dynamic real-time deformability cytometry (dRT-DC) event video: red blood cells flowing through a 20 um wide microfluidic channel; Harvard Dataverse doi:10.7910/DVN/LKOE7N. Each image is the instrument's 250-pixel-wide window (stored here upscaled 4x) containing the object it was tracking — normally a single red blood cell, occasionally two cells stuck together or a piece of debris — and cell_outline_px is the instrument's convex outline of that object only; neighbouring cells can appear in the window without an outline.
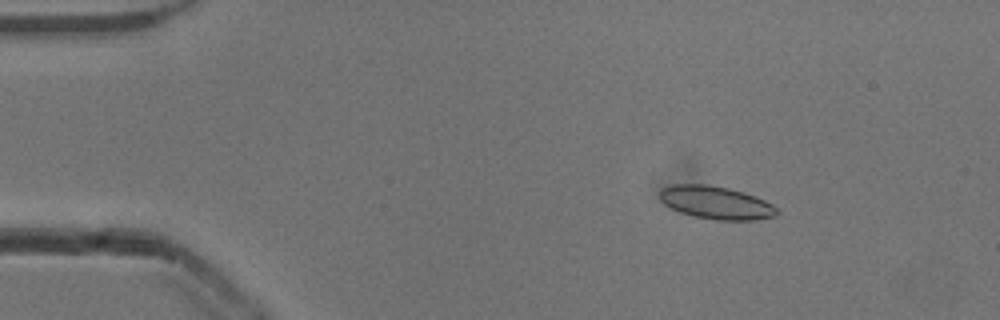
{"species": "common noctule bat (a hibernating species)", "species_latin": "Nyctalus noctula", "temperature_condition": "cold", "stored_images_in_passage": 52, "camera_frame_rate_fps": 3000, "um_per_image_px": 0.085, "animal": {"sex": "male", "body_mass_g": 13.3}, "frame": {"image": 1, "passage_image": 7, "time_ms": 2.0, "image_size_px": [1000, 320], "cell_outline_px": [[780, 212], [776, 216], [756, 220], [716, 220], [692, 216], [680, 212], [664, 204], [660, 200], [660, 188], [672, 184], [708, 184], [728, 188], [744, 192], [756, 196], [772, 204]], "centroid_in_image_um": [60.86, 17.22], "position_along_channel_um": 24.1, "area_um2": 22.72}}
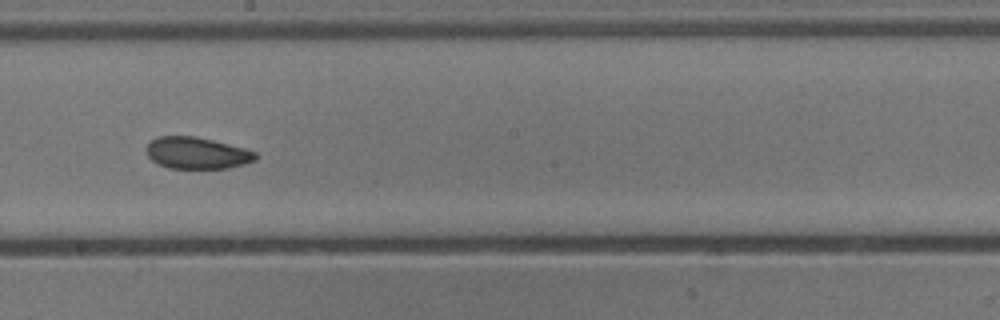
{"frame": {"image": 2, "passage_image": 29, "time_ms": 9.333, "image_size_px": [1000, 320], "cell_outline_px": [[256, 160], [244, 164], [228, 168], [168, 168], [156, 164], [148, 156], [148, 144], [156, 136], [196, 136], [244, 148], [256, 152]], "centroid_in_image_um": [16.73, 13.01], "position_along_channel_um": 231.5, "area_um2": 20.06}}
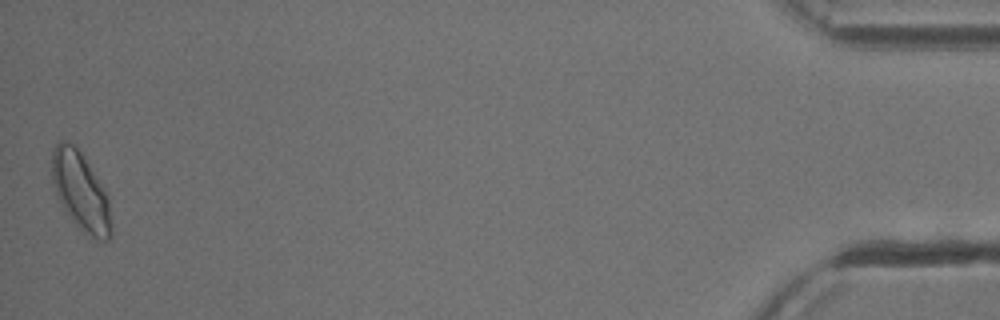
{"frame": {"image": 3, "passage_image": 52, "time_ms": 17.0, "image_size_px": [1000, 320], "cell_outline_px": [[112, 236], [108, 240], [100, 240], [84, 232], [72, 220], [64, 208], [56, 192], [52, 180], [52, 152], [56, 144], [60, 140], [64, 140], [72, 144], [80, 152], [104, 188], [108, 196], [112, 224]], "centroid_in_image_um": [6.88, 16.28], "position_along_channel_um": 428.3, "area_um2": 26.65}, "authors_computed_cell_mechanics": {"area_um2": 21.3282, "velocity_mm_per_s": 3.8418, "shape_relaxation_time_tau1_ms": null, "shape_relaxation_time_tau2_ms": 2.8232, "deformation_change_tau1": null, "deformation_change_tau2": 0.0745}}